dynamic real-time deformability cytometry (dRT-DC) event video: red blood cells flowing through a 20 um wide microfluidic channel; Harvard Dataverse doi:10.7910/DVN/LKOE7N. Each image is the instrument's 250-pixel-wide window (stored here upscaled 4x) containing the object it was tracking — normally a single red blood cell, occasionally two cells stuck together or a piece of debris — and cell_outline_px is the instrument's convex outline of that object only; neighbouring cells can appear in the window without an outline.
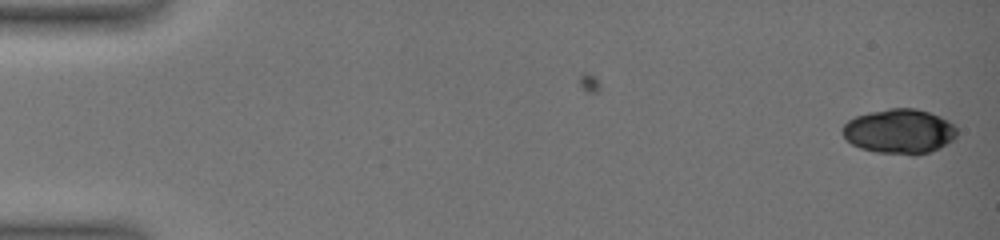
{"species": "common noctule bat (a hibernating species)", "species_latin": "Nyctalus noctula", "temperature_condition": "warm", "stored_images_in_passage": 16, "camera_frame_rate_fps": 3000, "um_per_image_px": 0.085, "animal": {"sex": "female", "body_mass_g": 19.0, "forearm_length_mm": 51.5}, "frame": {"image": 1, "passage_image": 1, "time_ms": 0.0, "image_size_px": [1000, 240], "cell_outline_px": [[956, 136], [952, 140], [940, 148], [916, 156], [912, 156], [876, 152], [860, 148], [852, 144], [840, 132], [840, 128], [848, 120], [856, 116], [868, 112], [892, 108], [916, 108], [940, 116], [948, 120], [956, 128]], "centroid_in_image_um": [76.42, 11.17], "position_along_channel_um": 8.6, "area_um2": 30.06}}
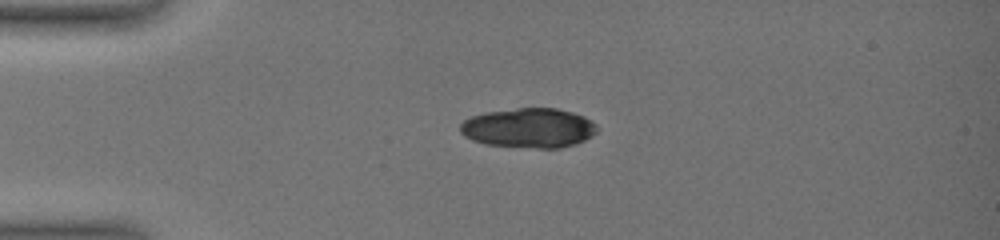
{"frame": {"image": 2, "passage_image": 9, "time_ms": 4.333, "image_size_px": [1000, 240], "cell_outline_px": [[600, 128], [592, 136], [576, 144], [560, 148], [536, 148], [484, 144], [472, 140], [464, 136], [460, 132], [460, 124], [464, 120], [472, 116], [488, 112], [516, 108], [556, 108], [572, 112], [584, 116], [596, 124]], "centroid_in_image_um": [44.97, 10.88], "position_along_channel_um": 40.0, "area_um2": 31.73}}